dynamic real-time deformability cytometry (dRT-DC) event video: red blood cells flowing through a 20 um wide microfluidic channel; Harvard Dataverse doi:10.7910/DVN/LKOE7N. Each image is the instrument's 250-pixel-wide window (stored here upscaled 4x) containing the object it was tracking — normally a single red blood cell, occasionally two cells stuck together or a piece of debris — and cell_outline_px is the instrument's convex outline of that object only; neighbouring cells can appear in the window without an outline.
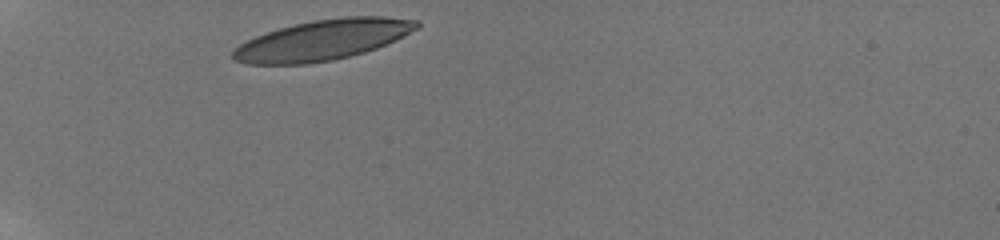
{"species": "human", "species_latin": "Homo sapiens", "temperature_condition": "room temperature", "stored_images_in_passage": 41, "camera_frame_rate_fps": 3000, "um_per_image_px": 0.085, "donor": {"sex": "male"}, "frame": {"image": 1, "passage_image": 1, "time_ms": 0.0, "image_size_px": [1000, 240], "cell_outline_px": [[420, 28], [396, 40], [376, 48], [364, 52], [332, 60], [308, 64], [248, 64], [232, 60], [232, 52], [240, 44], [256, 36], [292, 24], [312, 20], [344, 16], [384, 16], [420, 20]], "centroid_in_image_um": [27.47, 3.39], "position_along_channel_um": 57.5, "area_um2": 43.35}}
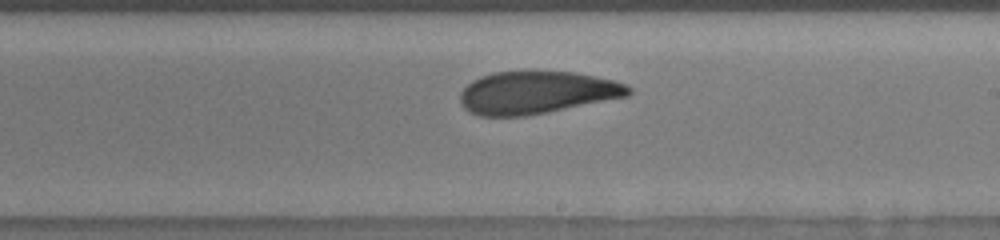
{"frame": {"image": 2, "passage_image": 21, "time_ms": 5.667, "image_size_px": [1000, 240], "cell_outline_px": [[632, 92], [628, 96], [524, 116], [480, 116], [468, 112], [460, 104], [460, 92], [472, 80], [480, 76], [492, 72], [576, 72], [616, 80], [632, 88]], "centroid_in_image_um": [45.59, 7.86], "position_along_channel_um": 243.4, "area_um2": 41.62}}
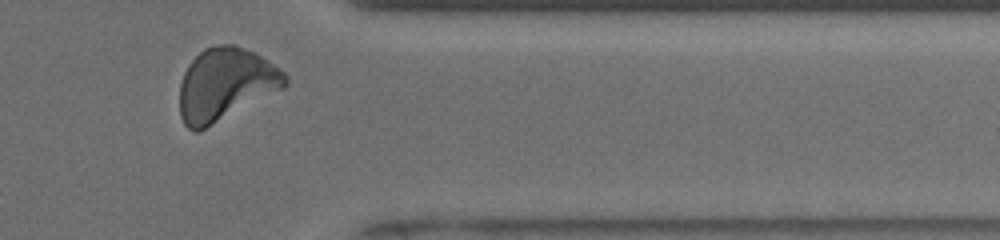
{"frame": {"image": 3, "passage_image": 35, "time_ms": 9.667, "image_size_px": [1000, 240], "cell_outline_px": [[288, 84], [284, 88], [200, 132], [192, 132], [184, 124], [180, 116], [180, 84], [184, 72], [188, 64], [204, 48], [216, 44], [236, 44], [268, 60], [280, 68], [288, 76]], "centroid_in_image_um": [19.16, 7.18], "position_along_channel_um": 392.2, "area_um2": 44.97}, "authors_computed_cell_mechanics": {"area_um2": 42.7142, "velocity_mm_per_s": 3.8142, "shape_relaxation_time_tau1_ms": 5.0233, "shape_relaxation_time_tau2_ms": 1.9411, "deformation_change_tau1": 0.1603, "deformation_change_tau2": 0.0916}}